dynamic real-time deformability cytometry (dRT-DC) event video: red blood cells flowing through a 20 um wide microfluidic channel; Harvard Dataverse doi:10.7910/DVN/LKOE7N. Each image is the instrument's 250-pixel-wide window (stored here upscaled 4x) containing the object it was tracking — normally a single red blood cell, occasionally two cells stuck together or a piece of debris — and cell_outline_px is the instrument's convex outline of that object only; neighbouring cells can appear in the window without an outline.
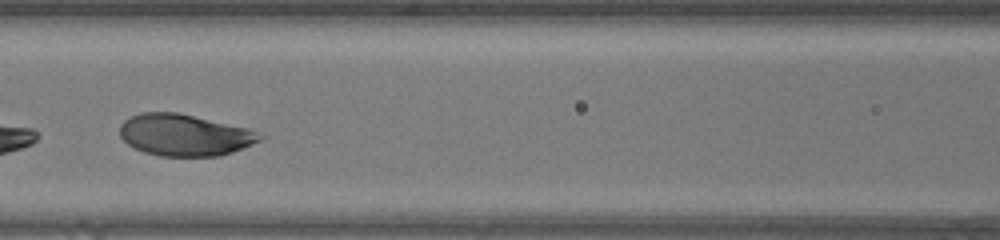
{"species": "human", "species_latin": "Homo sapiens", "temperature_condition": "warm", "stored_images_in_passage": 34, "camera_frame_rate_fps": 3000, "um_per_image_px": 0.085, "donor": {"sex": "female"}, "frame": {"image": 1, "passage_image": 14, "time_ms": 4.333, "image_size_px": [1000, 240], "cell_outline_px": [[268, 136], [252, 144], [232, 152], [220, 156], [160, 156], [144, 152], [128, 144], [120, 136], [120, 124], [124, 120], [140, 112], [176, 112], [252, 128]], "centroid_in_image_um": [15.74, 11.47], "position_along_channel_um": 150.9, "area_um2": 34.33}}
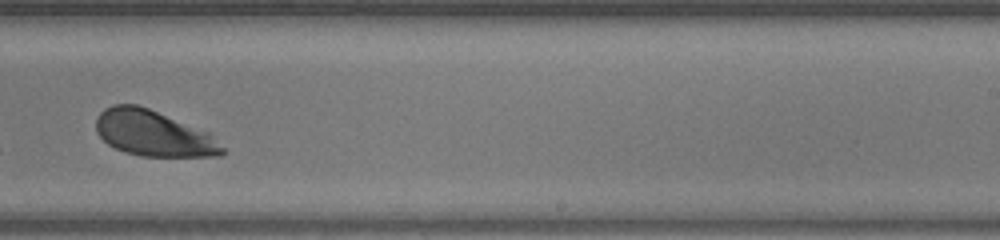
{"frame": {"image": 2, "passage_image": 23, "time_ms": 7.333, "image_size_px": [1000, 240], "cell_outline_px": [[224, 152], [220, 156], [140, 156], [124, 152], [108, 144], [96, 132], [96, 120], [100, 112], [104, 108], [112, 104], [136, 104], [148, 108], [208, 132], [224, 148]], "centroid_in_image_um": [13.0, 11.33], "position_along_channel_um": 276.0, "area_um2": 33.41}}
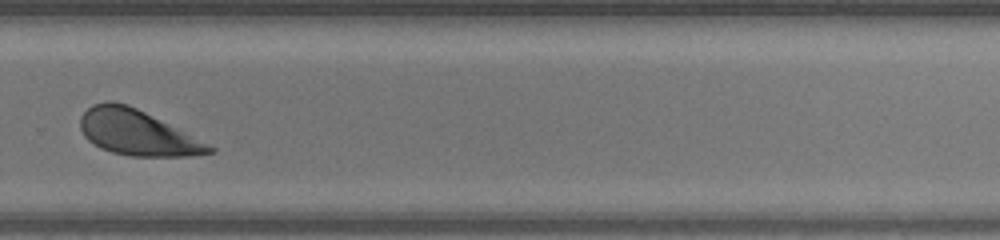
{"frame": {"image": 3, "passage_image": 26, "time_ms": 8.333, "image_size_px": [1000, 240], "cell_outline_px": [[216, 152], [188, 156], [132, 156], [112, 152], [100, 148], [88, 140], [84, 136], [80, 128], [80, 116], [92, 104], [108, 100], [112, 100], [128, 104], [216, 148]], "centroid_in_image_um": [11.6, 11.27], "position_along_channel_um": 318.2, "area_um2": 33.7}, "authors_computed_cell_mechanics": {"area_um2": 34.5066, "velocity_mm_per_s": 4.1874, "shape_relaxation_time_tau1_ms": 1.516, "shape_relaxation_time_tau2_ms": null, "deformation_change_tau1": 0.1056, "deformation_change_tau2": null}}